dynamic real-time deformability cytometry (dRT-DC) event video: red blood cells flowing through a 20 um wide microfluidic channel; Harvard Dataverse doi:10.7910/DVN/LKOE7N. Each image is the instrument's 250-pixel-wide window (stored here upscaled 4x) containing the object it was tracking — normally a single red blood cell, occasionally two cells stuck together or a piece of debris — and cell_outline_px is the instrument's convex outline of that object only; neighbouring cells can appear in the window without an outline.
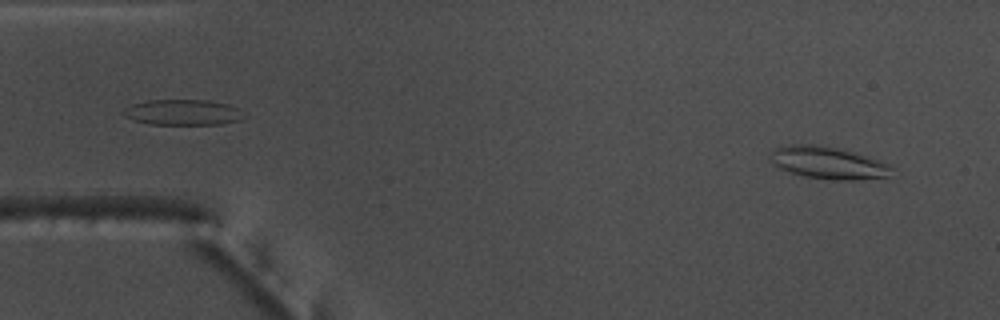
{"species": "common noctule bat (a hibernating species)", "species_latin": "Nyctalus noctula", "temperature_condition": "warm", "stored_images_in_passage": 48, "camera_frame_rate_fps": 3000, "um_per_image_px": 0.085, "animal": {"sex": "male", "body_mass_g": 17.5, "forearm_length_mm": 52.3}, "frame": {"image": 1, "passage_image": 3, "time_ms": 0.667, "image_size_px": [1000, 320], "cell_outline_px": [[892, 168], [888, 176], [852, 180], [840, 180], [804, 176], [792, 172], [772, 164], [772, 152], [776, 148], [792, 144], [820, 144], [852, 152], [888, 164]], "centroid_in_image_um": [70.36, 13.83], "position_along_channel_um": 14.6, "area_um2": 22.08}}
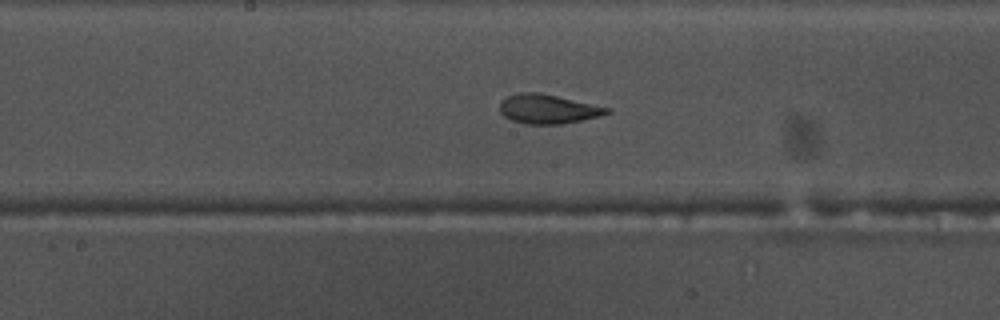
{"frame": {"image": 2, "passage_image": 26, "time_ms": 8.333, "image_size_px": [1000, 320], "cell_outline_px": [[612, 112], [600, 116], [560, 124], [528, 124], [512, 120], [504, 116], [500, 112], [500, 100], [516, 92], [540, 92], [612, 108]], "centroid_in_image_um": [46.58, 9.25], "position_along_channel_um": 201.6, "area_um2": 18.38}}
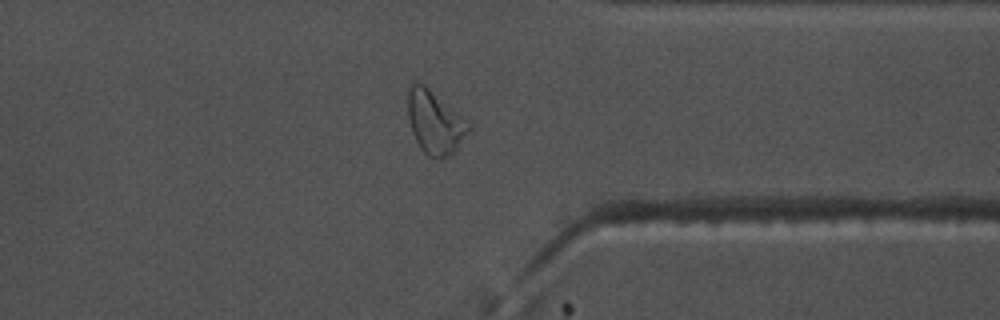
{"frame": {"image": 3, "passage_image": 40, "time_ms": 13.0, "image_size_px": [1000, 320], "cell_outline_px": [[472, 128], [456, 148], [448, 156], [428, 156], [420, 148], [412, 132], [408, 120], [408, 88], [412, 84], [424, 84], [468, 120], [472, 124]], "centroid_in_image_um": [36.97, 10.37], "position_along_channel_um": 374.4, "area_um2": 22.08}}